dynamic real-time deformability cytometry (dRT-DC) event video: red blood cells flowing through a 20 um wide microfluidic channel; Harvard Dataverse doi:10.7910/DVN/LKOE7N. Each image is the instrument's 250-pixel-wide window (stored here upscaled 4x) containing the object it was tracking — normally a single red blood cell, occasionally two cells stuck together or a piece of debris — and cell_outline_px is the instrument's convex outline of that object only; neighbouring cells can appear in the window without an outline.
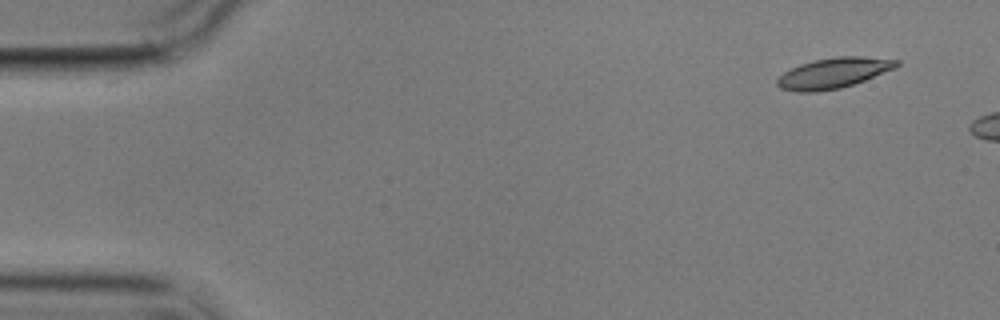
{"species": "common noctule bat (a hibernating species)", "species_latin": "Nyctalus noctula", "temperature_condition": "cold", "stored_images_in_passage": 4, "segment_of_instrument_passage": [2, 2], "camera_frame_rate_fps": 3000, "um_per_image_px": 0.085, "animal": {"sex": "male", "body_mass_g": 17.9}, "frame": {"image": 1, "passage_image": 4, "time_ms": 3.667, "image_size_px": [1000, 320], "cell_outline_px": [[900, 64], [896, 68], [864, 80], [840, 88], [816, 92], [796, 92], [780, 88], [776, 84], [776, 80], [784, 72], [800, 64], [816, 60], [840, 56], [860, 56], [900, 60]], "centroid_in_image_um": [70.85, 6.21], "position_along_channel_um": 14.2, "area_um2": 21.04}}